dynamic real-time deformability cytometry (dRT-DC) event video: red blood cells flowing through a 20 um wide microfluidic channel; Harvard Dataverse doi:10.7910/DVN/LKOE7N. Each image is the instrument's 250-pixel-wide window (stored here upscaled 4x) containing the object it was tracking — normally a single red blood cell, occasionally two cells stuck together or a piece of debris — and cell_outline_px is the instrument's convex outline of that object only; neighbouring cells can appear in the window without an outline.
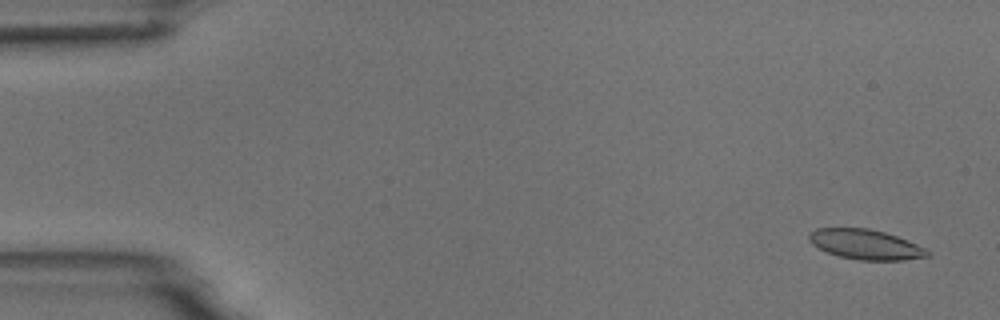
{"species": "common noctule bat (a hibernating species)", "species_latin": "Nyctalus noctula", "temperature_condition": "room temperature", "stored_images_in_passage": 4, "camera_frame_rate_fps": 3000, "um_per_image_px": 0.085, "animal": {"sex": "male", "body_mass_g": 18.8}, "frame": {"image": 1, "passage_image": 1, "time_ms": 0.0, "image_size_px": [1000, 320], "cell_outline_px": [[932, 252], [928, 256], [904, 260], [860, 260], [840, 256], [828, 252], [812, 244], [808, 240], [808, 232], [816, 228], [868, 228], [884, 232], [908, 240]], "centroid_in_image_um": [73.56, 20.77], "position_along_channel_um": 11.4, "area_um2": 20.58}}
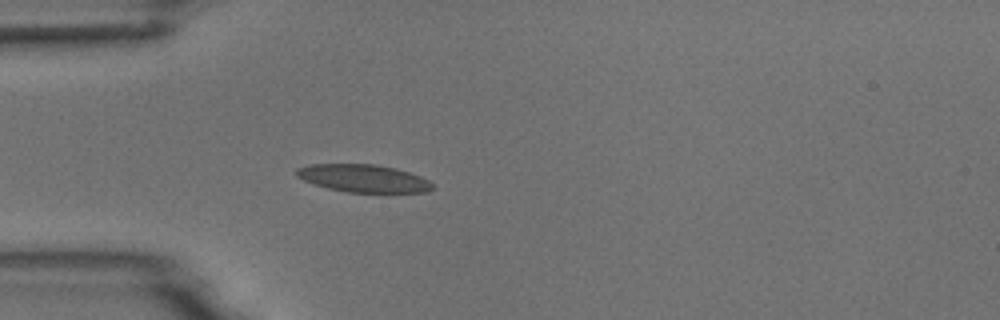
{"frame": {"image": 2, "passage_image": 4, "time_ms": 4.333, "image_size_px": [1000, 320], "cell_outline_px": [[436, 188], [428, 192], [348, 192], [328, 188], [312, 184], [296, 176], [292, 172], [296, 168], [308, 164], [376, 164], [396, 168], [420, 176], [428, 180]], "centroid_in_image_um": [30.85, 15.15], "position_along_channel_um": 54.1, "area_um2": 22.14}}